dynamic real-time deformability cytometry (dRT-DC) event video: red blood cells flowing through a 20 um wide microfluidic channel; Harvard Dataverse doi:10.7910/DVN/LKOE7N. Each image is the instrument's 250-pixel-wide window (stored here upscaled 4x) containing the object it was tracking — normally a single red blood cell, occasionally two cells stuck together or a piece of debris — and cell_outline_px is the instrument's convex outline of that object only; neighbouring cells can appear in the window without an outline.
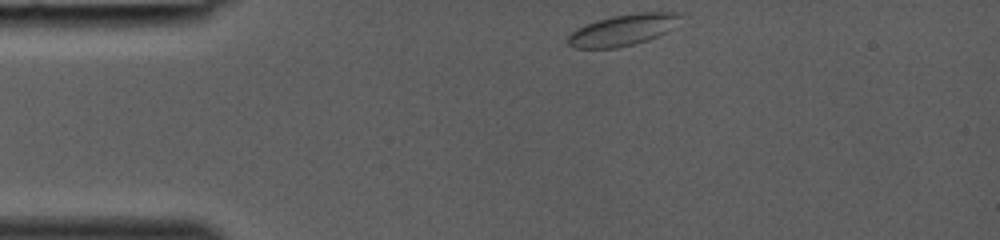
{"species": "common noctule bat (a hibernating species)", "species_latin": "Nyctalus noctula", "temperature_condition": "room temperature", "stored_images_in_passage": 29, "camera_frame_rate_fps": 3000, "um_per_image_px": 0.085, "animal": {"sex": "female", "body_mass_g": 19.0, "forearm_length_mm": 53.3}, "frame": {"image": 1, "passage_image": 1, "time_ms": 0.0, "image_size_px": [1000, 240], "cell_outline_px": [[680, 12], [672, 28], [668, 32], [648, 40], [636, 44], [616, 48], [572, 48], [568, 44], [568, 36], [576, 28], [596, 20], [612, 16], [640, 12]], "centroid_in_image_um": [52.9, 2.56], "position_along_channel_um": 32.1, "area_um2": 20.4}}
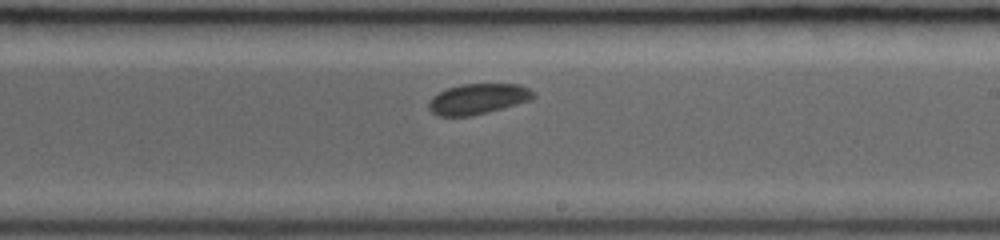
{"frame": {"image": 2, "passage_image": 17, "time_ms": 5.333, "image_size_px": [1000, 240], "cell_outline_px": [[536, 96], [532, 100], [488, 112], [472, 116], [436, 116], [428, 108], [428, 104], [432, 96], [448, 88], [460, 84], [520, 84], [528, 88]], "centroid_in_image_um": [40.62, 8.41], "position_along_channel_um": 248.4, "area_um2": 18.67}}
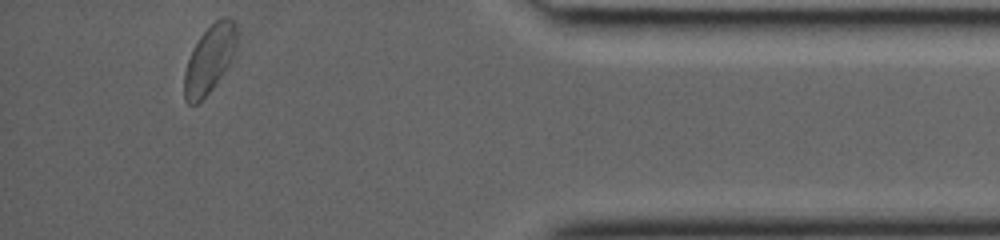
{"frame": {"image": 3, "passage_image": 29, "time_ms": 9.333, "image_size_px": [1000, 240], "cell_outline_px": [[236, 48], [228, 64], [212, 88], [196, 104], [188, 104], [184, 100], [184, 72], [188, 60], [200, 36], [220, 16], [228, 16], [236, 24]], "centroid_in_image_um": [17.8, 5.01], "position_along_channel_um": 417.4, "area_um2": 20.17}}